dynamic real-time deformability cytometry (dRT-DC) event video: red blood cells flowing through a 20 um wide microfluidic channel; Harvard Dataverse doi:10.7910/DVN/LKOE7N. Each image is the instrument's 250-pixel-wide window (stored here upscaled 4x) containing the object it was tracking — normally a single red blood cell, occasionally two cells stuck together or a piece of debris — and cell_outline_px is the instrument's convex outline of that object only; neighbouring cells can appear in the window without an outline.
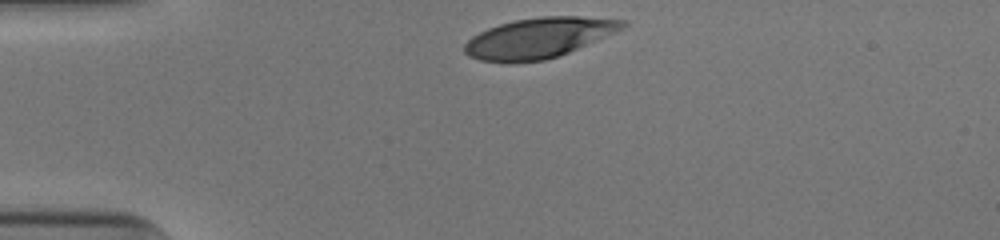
{"species": "human", "species_latin": "Homo sapiens", "temperature_condition": "cold", "stored_images_in_passage": 31, "camera_frame_rate_fps": 3000, "um_per_image_px": 0.085, "donor": {"sex": "male"}, "frame": {"image": 1, "passage_image": 1, "time_ms": 0.0, "image_size_px": [1000, 240], "cell_outline_px": [[628, 24], [624, 28], [560, 56], [544, 60], [512, 64], [508, 64], [480, 60], [468, 56], [464, 52], [464, 44], [472, 36], [488, 28], [500, 24], [516, 20], [540, 16], [580, 16], [624, 20]], "centroid_in_image_um": [45.77, 3.24], "position_along_channel_um": 39.2, "area_um2": 37.28}}
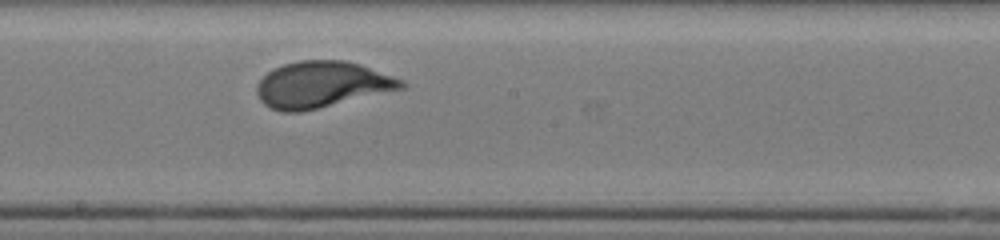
{"frame": {"image": 2, "passage_image": 18, "time_ms": 5.667, "image_size_px": [1000, 240], "cell_outline_px": [[408, 84], [404, 88], [300, 112], [280, 112], [268, 108], [260, 100], [256, 92], [256, 84], [272, 68], [284, 64], [300, 60], [344, 60], [360, 64], [404, 80]], "centroid_in_image_um": [27.32, 7.19], "position_along_channel_um": 220.9, "area_um2": 38.96}}
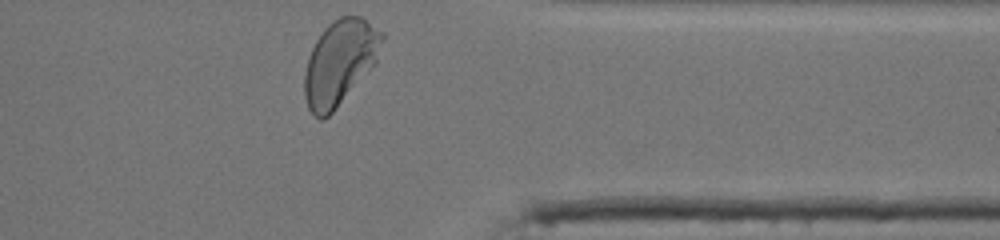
{"frame": {"image": 3, "passage_image": 31, "time_ms": 10.0, "image_size_px": [1000, 240], "cell_outline_px": [[384, 40], [376, 64], [332, 112], [324, 120], [320, 120], [308, 108], [304, 96], [304, 72], [308, 56], [316, 40], [324, 28], [332, 20], [340, 16], [360, 16], [384, 32]], "centroid_in_image_um": [28.89, 5.29], "position_along_channel_um": 382.5, "area_um2": 38.49}, "authors_computed_cell_mechanics": {"area_um2": 38.437, "velocity_mm_per_s": 3.9068, "shape_relaxation_time_tau1_ms": 3.5739, "shape_relaxation_time_tau2_ms": null, "deformation_change_tau1": 0.2123, "deformation_change_tau2": null}}